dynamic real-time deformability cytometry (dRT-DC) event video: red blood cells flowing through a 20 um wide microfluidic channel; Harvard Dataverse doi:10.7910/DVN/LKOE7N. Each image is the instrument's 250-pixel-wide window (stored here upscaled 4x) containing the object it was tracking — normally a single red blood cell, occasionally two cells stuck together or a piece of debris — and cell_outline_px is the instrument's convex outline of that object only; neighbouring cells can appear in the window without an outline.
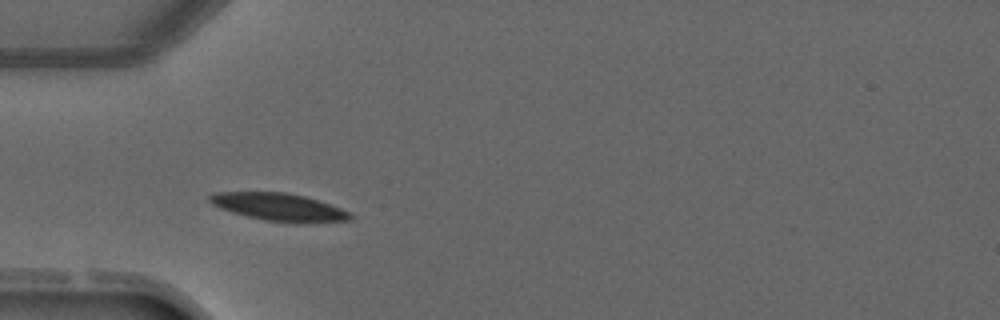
{"species": "common noctule bat (a hibernating species)", "species_latin": "Nyctalus noctula", "temperature_condition": "warm", "stored_images_in_passage": 3, "camera_frame_rate_fps": 3000, "um_per_image_px": 0.085, "animal": {"sex": "male", "forearm_length_mm": 52.5}, "frame": {"image": 1, "passage_image": 2, "time_ms": 1.333, "image_size_px": [1000, 320], "cell_outline_px": [[352, 220], [300, 224], [296, 224], [264, 220], [232, 212], [220, 208], [212, 204], [208, 200], [208, 196], [216, 192], [288, 192], [304, 196], [340, 208], [348, 212], [352, 216]], "centroid_in_image_um": [23.71, 17.61], "position_along_channel_um": 61.3, "area_um2": 22.72}}
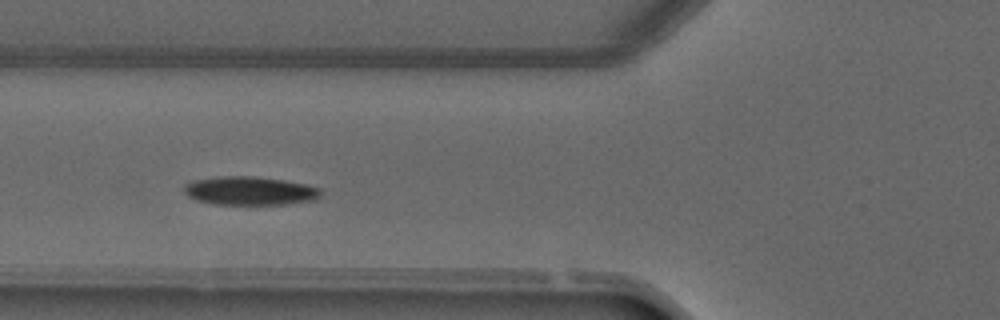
{"frame": {"image": 2, "passage_image": 3, "time_ms": 2.333, "image_size_px": [1000, 320], "cell_outline_px": [[320, 196], [316, 200], [288, 204], [212, 204], [196, 200], [188, 196], [184, 192], [184, 184], [196, 180], [220, 176], [252, 176], [284, 180], [308, 184], [320, 188]], "centroid_in_image_um": [21.26, 16.22], "position_along_channel_um": 104.5, "area_um2": 22.83}}